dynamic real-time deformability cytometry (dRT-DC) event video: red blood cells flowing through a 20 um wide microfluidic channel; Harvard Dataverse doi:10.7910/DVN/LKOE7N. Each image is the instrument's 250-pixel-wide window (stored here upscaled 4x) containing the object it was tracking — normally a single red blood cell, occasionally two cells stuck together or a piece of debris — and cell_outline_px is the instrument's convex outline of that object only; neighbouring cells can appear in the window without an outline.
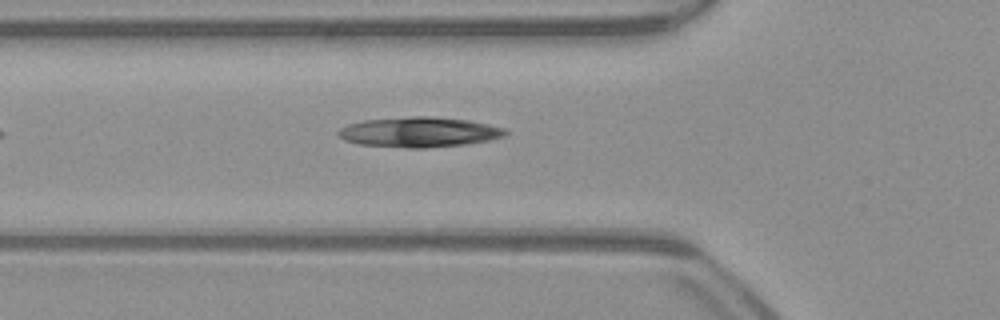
{"species": "common noctule bat (a hibernating species)", "species_latin": "Nyctalus noctula", "temperature_condition": "warm", "stored_images_in_passage": 38, "camera_frame_rate_fps": 3000, "um_per_image_px": 0.085, "animal": {"sex": "male", "body_mass_g": 23.1, "forearm_length_mm": 52.7}, "frame": {"image": 1, "passage_image": 9, "time_ms": 2.667, "image_size_px": [1000, 320], "cell_outline_px": [[508, 132], [504, 136], [488, 140], [464, 144], [424, 148], [408, 148], [360, 144], [344, 140], [336, 132], [340, 128], [348, 124], [364, 120], [412, 116], [432, 116], [468, 120], [488, 124], [504, 128]], "centroid_in_image_um": [35.61, 11.22], "position_along_channel_um": 90.2, "area_um2": 29.19}}
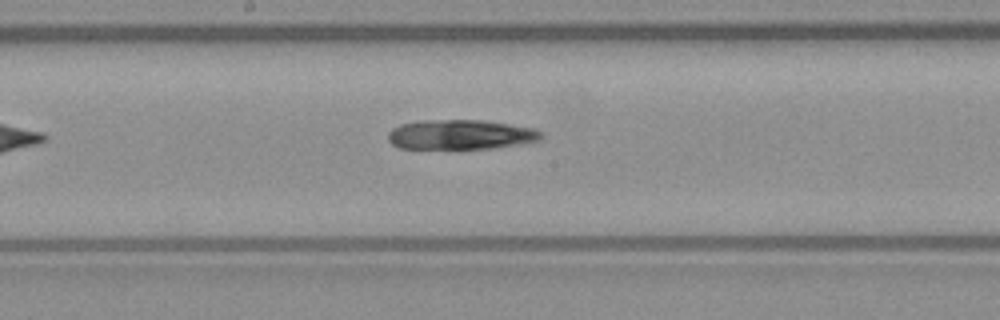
{"frame": {"image": 2, "passage_image": 18, "time_ms": 5.667, "image_size_px": [1000, 320], "cell_outline_px": [[544, 136], [540, 140], [496, 148], [400, 148], [392, 144], [388, 140], [388, 132], [392, 128], [400, 124], [416, 120], [484, 120], [536, 128], [544, 132]], "centroid_in_image_um": [39.17, 11.43], "position_along_channel_um": 209.0, "area_um2": 26.76}}
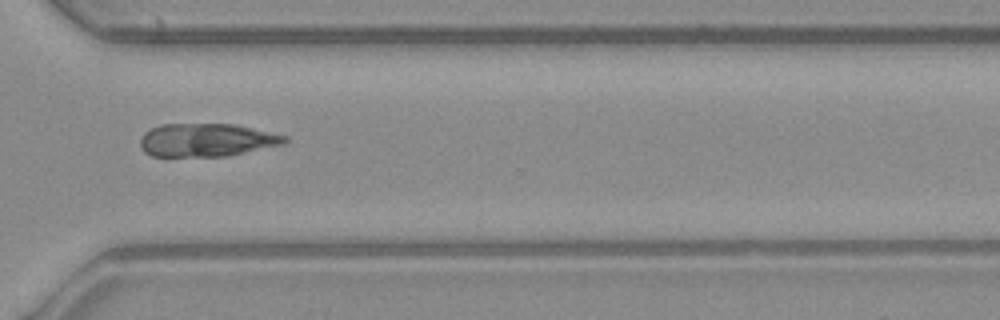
{"frame": {"image": 3, "passage_image": 29, "time_ms": 9.333, "image_size_px": [1000, 320], "cell_outline_px": [[288, 140], [284, 144], [228, 156], [152, 156], [144, 152], [140, 148], [140, 140], [144, 132], [160, 124], [236, 124], [288, 136]], "centroid_in_image_um": [17.56, 11.9], "position_along_channel_um": 353.0, "area_um2": 28.03}}